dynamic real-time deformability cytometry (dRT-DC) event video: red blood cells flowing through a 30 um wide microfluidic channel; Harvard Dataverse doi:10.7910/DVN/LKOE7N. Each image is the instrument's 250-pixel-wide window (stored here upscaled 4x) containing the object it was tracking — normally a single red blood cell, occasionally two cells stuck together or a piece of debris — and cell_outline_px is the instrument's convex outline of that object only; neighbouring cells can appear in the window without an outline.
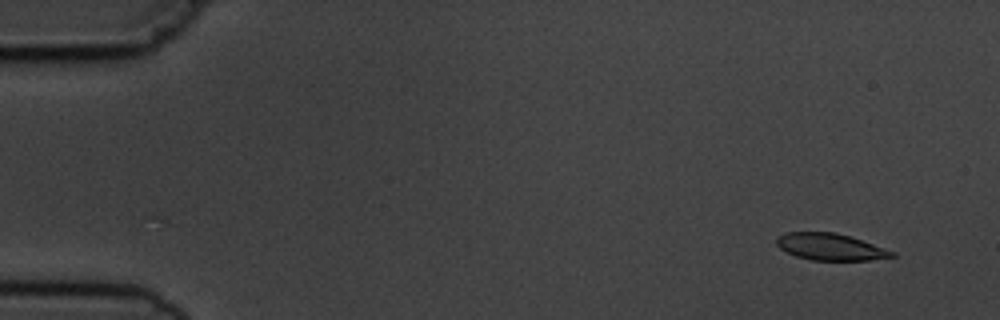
{"species": "common noctule bat (a hibernating species)", "species_latin": "Nyctalus noctula", "temperature_condition": "cold", "stored_images_in_passage": 2, "camera_frame_rate_fps": 3000, "um_per_image_px": 0.085, "animal": {"sex": "male", "body_mass_g": 19.5, "forearm_length_mm": 54.6}, "frame": {"image": 1, "passage_image": 2, "time_ms": 1.0, "image_size_px": [1000, 320], "cell_outline_px": [[896, 256], [868, 260], [812, 260], [796, 256], [780, 248], [776, 244], [776, 236], [784, 232], [836, 232], [896, 252]], "centroid_in_image_um": [70.54, 20.97], "position_along_channel_um": 14.5, "area_um2": 17.86}}